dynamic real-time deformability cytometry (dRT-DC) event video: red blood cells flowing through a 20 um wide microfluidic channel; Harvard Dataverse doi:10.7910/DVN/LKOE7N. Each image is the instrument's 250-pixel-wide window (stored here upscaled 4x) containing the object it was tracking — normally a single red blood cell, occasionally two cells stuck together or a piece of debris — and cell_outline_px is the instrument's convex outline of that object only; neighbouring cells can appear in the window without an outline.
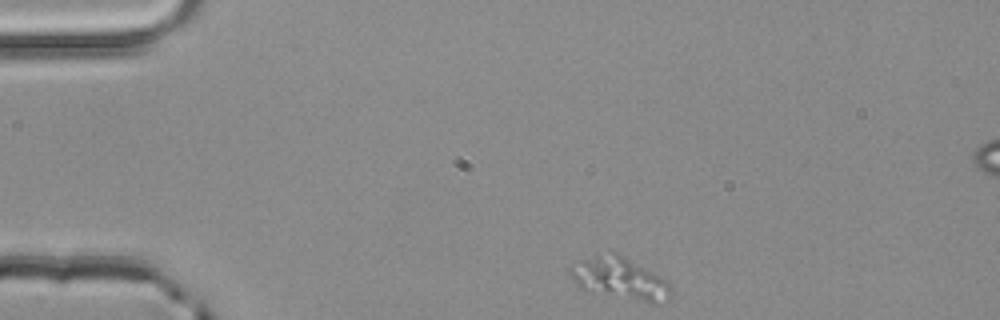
{"species": "common noctule bat (a hibernating species)", "species_latin": "Nyctalus noctula", "temperature_condition": "room temperature", "stored_images_in_passage": 3, "camera_frame_rate_fps": 3000, "um_per_image_px": 0.085, "animal": {"sex": "male", "body_mass_g": 20.4}, "frame": {"image": 1, "passage_image": 1, "time_ms": 0.0, "image_size_px": [1000, 320], "cell_outline_px": [[672, 292], [668, 300], [660, 304], [648, 304], [584, 292], [576, 284], [568, 272], [568, 268], [584, 260], [596, 256], [616, 252], [624, 256], [668, 280], [672, 288]], "centroid_in_image_um": [52.73, 23.76], "position_along_channel_um": 32.3, "area_um2": 25.2}}